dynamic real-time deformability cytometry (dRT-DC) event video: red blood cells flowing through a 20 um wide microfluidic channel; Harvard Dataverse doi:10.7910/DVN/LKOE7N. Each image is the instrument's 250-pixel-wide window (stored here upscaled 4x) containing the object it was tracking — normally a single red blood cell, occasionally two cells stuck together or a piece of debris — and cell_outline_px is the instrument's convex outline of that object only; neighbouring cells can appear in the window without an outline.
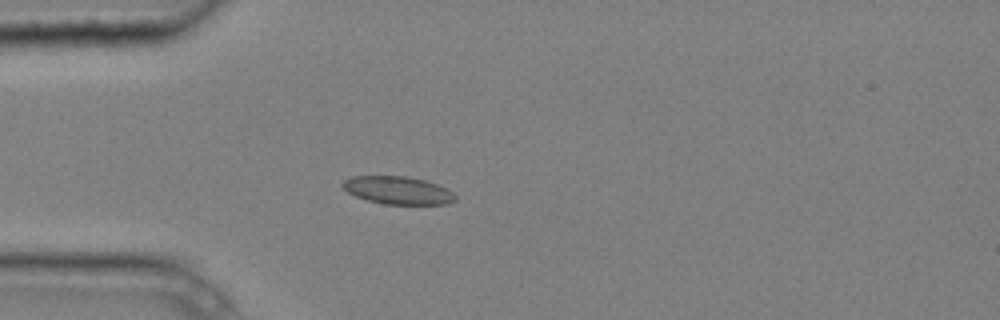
{"species": "common noctule bat (a hibernating species)", "species_latin": "Nyctalus noctula", "temperature_condition": "cold", "stored_images_in_passage": 1, "camera_frame_rate_fps": 3000, "um_per_image_px": 0.085, "animal": {"sex": "male", "body_mass_g": 20.4}, "frame": {"image": 1, "passage_image": 1, "time_ms": 0.0, "image_size_px": [1000, 320], "cell_outline_px": [[456, 200], [448, 204], [384, 204], [368, 200], [356, 196], [348, 192], [340, 184], [344, 180], [352, 176], [408, 176], [424, 180], [448, 188], [456, 196]], "centroid_in_image_um": [33.83, 16.17], "position_along_channel_um": 51.2, "area_um2": 18.26}}